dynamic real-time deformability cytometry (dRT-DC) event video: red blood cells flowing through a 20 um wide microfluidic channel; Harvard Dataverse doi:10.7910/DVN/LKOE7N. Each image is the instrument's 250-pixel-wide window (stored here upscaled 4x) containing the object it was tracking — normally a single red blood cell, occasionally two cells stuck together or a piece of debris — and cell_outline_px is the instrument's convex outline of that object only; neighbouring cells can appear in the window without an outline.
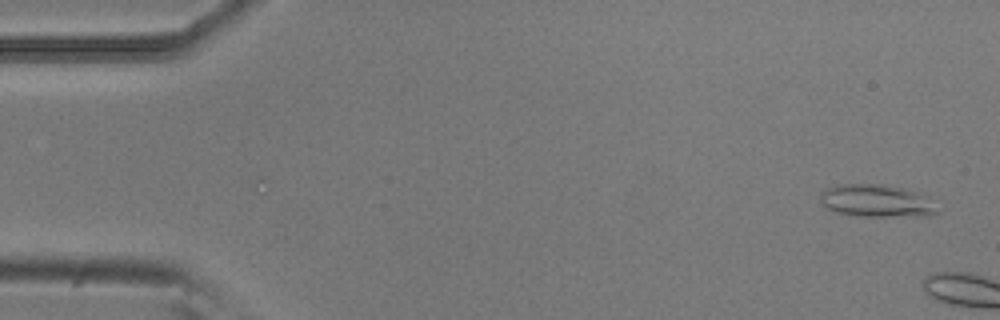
{"species": "common noctule bat (a hibernating species)", "species_latin": "Nyctalus noctula", "temperature_condition": "room temperature", "stored_images_in_passage": 5, "camera_frame_rate_fps": 3000, "um_per_image_px": 0.085, "animal": {"sex": "male", "body_mass_g": 20.5, "forearm_length_mm": 52.5}, "frame": {"image": 1, "passage_image": 2, "time_ms": 0.333, "image_size_px": [1000, 320], "cell_outline_px": [[936, 212], [932, 216], [856, 216], [836, 212], [820, 204], [820, 192], [836, 184], [880, 184], [904, 188], [928, 196]], "centroid_in_image_um": [74.45, 17.07], "position_along_channel_um": 10.5, "area_um2": 22.2}}